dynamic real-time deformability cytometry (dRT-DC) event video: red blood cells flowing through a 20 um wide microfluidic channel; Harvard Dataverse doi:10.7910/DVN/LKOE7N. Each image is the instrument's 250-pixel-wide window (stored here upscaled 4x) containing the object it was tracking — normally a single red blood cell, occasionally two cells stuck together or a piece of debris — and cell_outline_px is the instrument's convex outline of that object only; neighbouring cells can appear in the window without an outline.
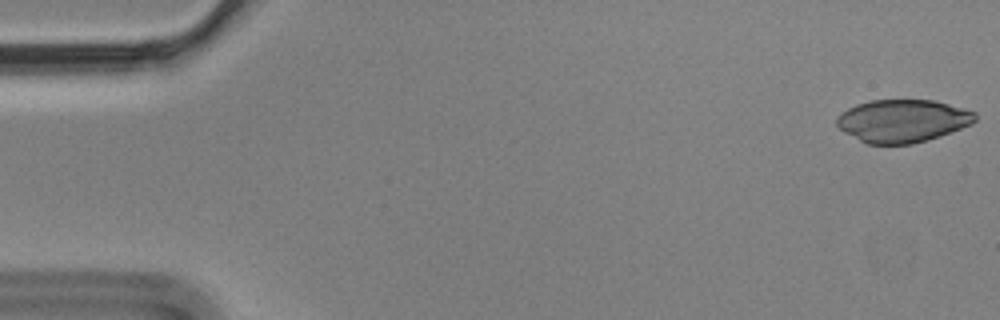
{"species": "Egyptian fruit bat (a non-hibernating species)", "species_latin": "Rousettus aegyptiacus", "temperature_condition": "cold", "stored_images_in_passage": 6, "segment_of_instrument_passage": [1, 2], "camera_frame_rate_fps": 3000, "um_per_image_px": 0.085, "animal": {"sex": "male"}, "frame": {"image": 1, "passage_image": 1, "time_ms": 0.0, "image_size_px": [1000, 320], "cell_outline_px": [[976, 120], [972, 124], [940, 136], [912, 144], [868, 144], [844, 132], [836, 124], [836, 116], [848, 108], [856, 104], [872, 100], [932, 100], [948, 104], [976, 112]], "centroid_in_image_um": [76.71, 10.27], "position_along_channel_um": 8.3, "area_um2": 34.39}}